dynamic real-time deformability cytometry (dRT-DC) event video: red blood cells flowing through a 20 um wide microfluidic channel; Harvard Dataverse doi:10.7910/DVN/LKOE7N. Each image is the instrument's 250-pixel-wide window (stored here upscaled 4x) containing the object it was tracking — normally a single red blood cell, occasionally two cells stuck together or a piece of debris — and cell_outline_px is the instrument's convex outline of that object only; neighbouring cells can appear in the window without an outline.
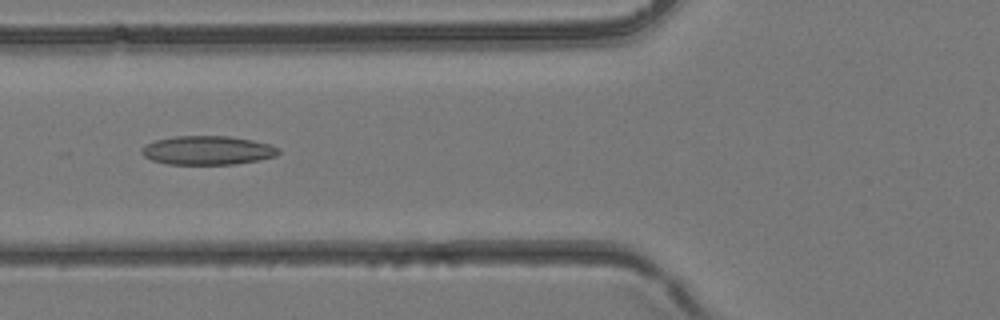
{"species": "common noctule bat (a hibernating species)", "species_latin": "Nyctalus noctula", "temperature_condition": "room temperature", "stored_images_in_passage": 4, "camera_frame_rate_fps": 3000, "um_per_image_px": 0.085, "animal": {"sex": "female", "body_mass_g": 24.6, "forearm_length_mm": 56.2}, "frame": {"image": 1, "passage_image": 4, "time_ms": 1.0, "image_size_px": [1000, 320], "cell_outline_px": [[280, 152], [276, 156], [260, 160], [236, 164], [168, 164], [152, 160], [144, 156], [140, 152], [144, 144], [156, 140], [176, 136], [228, 136], [252, 140], [272, 144], [280, 148]], "centroid_in_image_um": [17.67, 12.78], "position_along_channel_um": 108.1, "area_um2": 23.18}}